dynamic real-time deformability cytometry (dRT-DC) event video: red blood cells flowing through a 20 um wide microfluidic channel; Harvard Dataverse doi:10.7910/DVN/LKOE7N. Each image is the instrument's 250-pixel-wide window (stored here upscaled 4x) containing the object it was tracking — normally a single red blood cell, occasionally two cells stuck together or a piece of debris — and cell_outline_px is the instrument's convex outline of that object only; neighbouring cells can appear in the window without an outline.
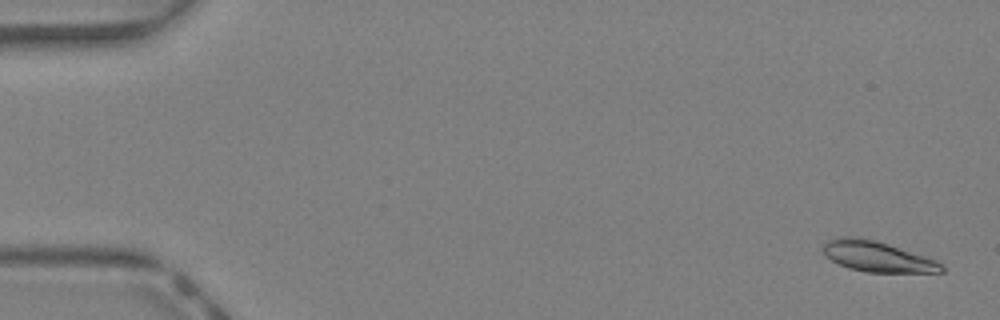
{"species": "Egyptian fruit bat (a non-hibernating species)", "species_latin": "Rousettus aegyptiacus", "temperature_condition": "warm", "stored_images_in_passage": 44, "camera_frame_rate_fps": 3000, "um_per_image_px": 0.085, "animal": {"sex": "female"}, "frame": {"image": 1, "passage_image": 2, "time_ms": 0.333, "image_size_px": [1000, 320], "cell_outline_px": [[944, 272], [868, 272], [848, 268], [824, 256], [824, 244], [828, 240], [840, 236], [848, 236], [872, 240], [888, 244], [936, 260], [944, 268]], "centroid_in_image_um": [74.55, 21.81], "position_along_channel_um": 10.5, "area_um2": 20.63}}
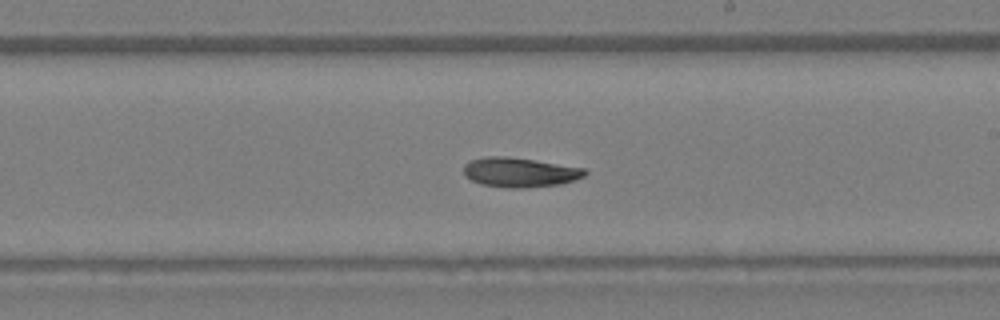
{"frame": {"image": 2, "passage_image": 26, "time_ms": 8.333, "image_size_px": [1000, 320], "cell_outline_px": [[588, 172], [584, 176], [560, 184], [524, 188], [508, 188], [480, 184], [464, 176], [464, 164], [472, 160], [484, 156], [504, 156], [532, 160], [584, 168]], "centroid_in_image_um": [44.14, 14.65], "position_along_channel_um": 244.9, "area_um2": 20.69}}
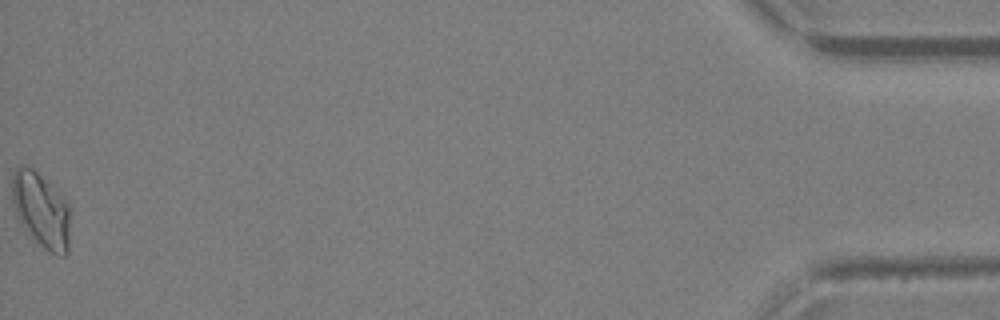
{"frame": {"image": 3, "passage_image": 44, "time_ms": 14.333, "image_size_px": [1000, 320], "cell_outline_px": [[68, 252], [64, 256], [48, 252], [20, 224], [16, 216], [12, 200], [12, 172], [20, 164], [24, 164], [32, 168], [68, 204]], "centroid_in_image_um": [3.44, 17.85], "position_along_channel_um": 431.8, "area_um2": 24.8}}